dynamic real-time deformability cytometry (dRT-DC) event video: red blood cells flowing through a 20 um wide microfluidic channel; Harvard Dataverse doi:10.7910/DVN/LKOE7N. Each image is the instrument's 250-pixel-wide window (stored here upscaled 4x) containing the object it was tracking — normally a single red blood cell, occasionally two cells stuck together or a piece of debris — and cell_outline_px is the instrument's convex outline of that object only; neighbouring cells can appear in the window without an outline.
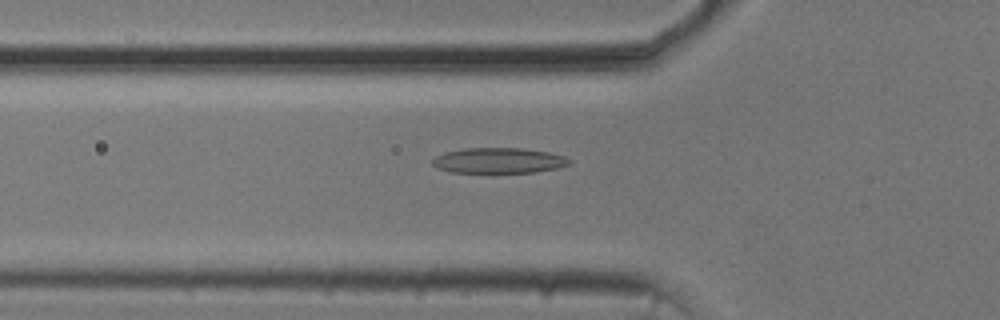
{"species": "common noctule bat (a hibernating species)", "species_latin": "Nyctalus noctula", "temperature_condition": "cold", "stored_images_in_passage": 38, "camera_frame_rate_fps": 3000, "um_per_image_px": 0.085, "animal": {"sex": "male", "body_mass_g": 20.5, "forearm_length_mm": 52.5}, "frame": {"image": 1, "passage_image": 3, "time_ms": 0.667, "image_size_px": [1000, 320], "cell_outline_px": [[572, 164], [556, 168], [536, 172], [452, 172], [436, 168], [432, 164], [432, 160], [436, 156], [444, 152], [464, 148], [524, 148], [548, 152], [564, 156], [572, 160]], "centroid_in_image_um": [42.4, 13.64], "position_along_channel_um": 83.4, "area_um2": 20.35}}
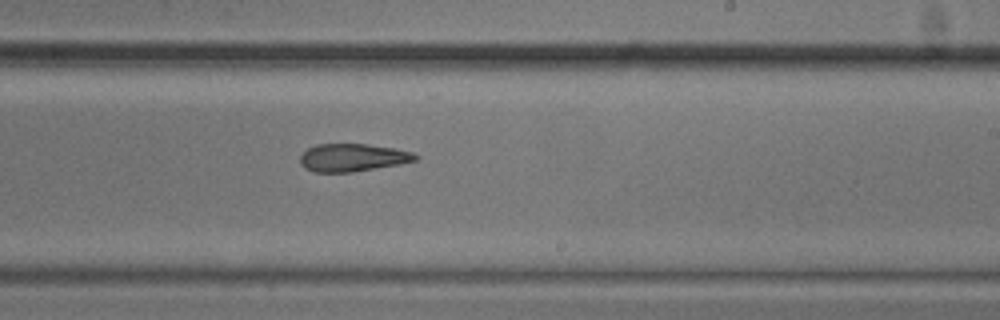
{"frame": {"image": 2, "passage_image": 17, "time_ms": 5.333, "image_size_px": [1000, 320], "cell_outline_px": [[420, 156], [416, 160], [400, 164], [352, 172], [316, 172], [304, 168], [300, 164], [300, 156], [308, 148], [316, 144], [368, 144], [396, 148], [412, 152]], "centroid_in_image_um": [29.98, 13.39], "position_along_channel_um": 259.0, "area_um2": 18.73}}
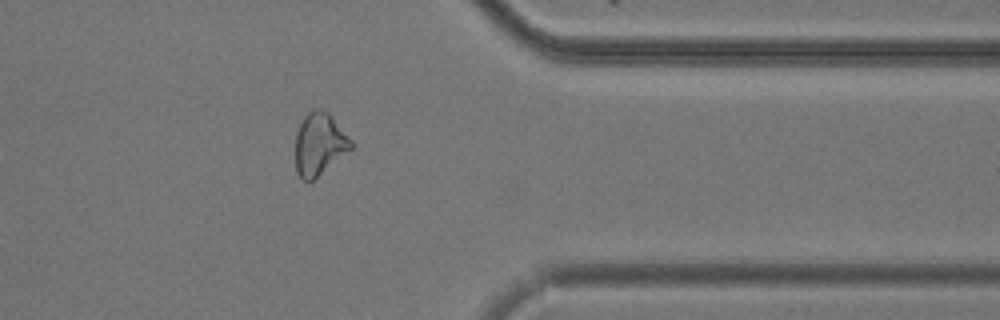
{"frame": {"image": 3, "passage_image": 28, "time_ms": 9.0, "image_size_px": [1000, 320], "cell_outline_px": [[352, 148], [312, 180], [304, 180], [296, 172], [296, 132], [304, 116], [312, 108], [320, 108], [328, 112], [352, 140]], "centroid_in_image_um": [27.13, 12.2], "position_along_channel_um": 384.3, "area_um2": 19.88}, "authors_computed_cell_mechanics": {"area_um2": 19.7098, "velocity_mm_per_s": 3.7441, "shape_relaxation_time_tau1_ms": null, "shape_relaxation_time_tau2_ms": 3.1671, "deformation_change_tau1": null, "deformation_change_tau2": 0.1276}}